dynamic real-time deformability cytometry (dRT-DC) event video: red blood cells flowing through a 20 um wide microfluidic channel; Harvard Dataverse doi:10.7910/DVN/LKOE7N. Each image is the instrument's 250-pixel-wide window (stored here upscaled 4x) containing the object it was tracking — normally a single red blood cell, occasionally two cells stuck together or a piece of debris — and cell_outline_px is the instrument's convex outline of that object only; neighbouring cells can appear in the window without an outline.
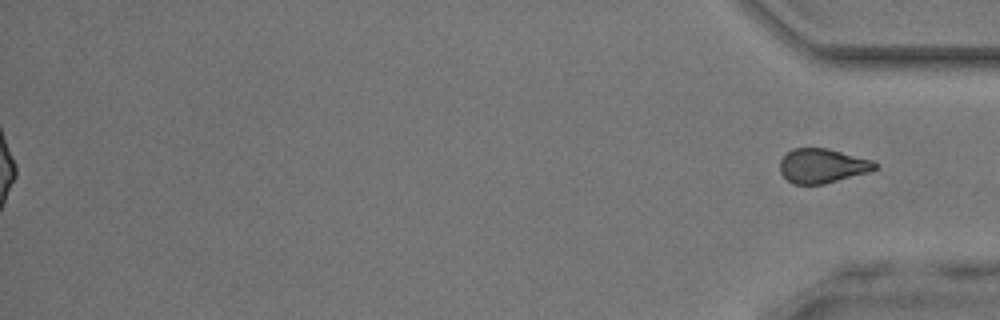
{"species": "common noctule bat (a hibernating species)", "species_latin": "Nyctalus noctula", "temperature_condition": "room temperature", "stored_images_in_passage": 34, "segment_of_instrument_passage": [2, 2], "camera_frame_rate_fps": 3000, "um_per_image_px": 0.085, "animal": {"sex": "male", "body_mass_g": 17.9, "forearm_length_mm": 54.2}, "frame": {"image": 1, "passage_image": 34, "time_ms": 11.0, "image_size_px": [1000, 320], "cell_outline_px": [[880, 164], [876, 168], [868, 172], [824, 184], [792, 184], [780, 172], [780, 160], [792, 148], [828, 148], [872, 160]], "centroid_in_image_um": [69.9, 14.09], "position_along_channel_um": 365.3, "area_um2": 19.02}}